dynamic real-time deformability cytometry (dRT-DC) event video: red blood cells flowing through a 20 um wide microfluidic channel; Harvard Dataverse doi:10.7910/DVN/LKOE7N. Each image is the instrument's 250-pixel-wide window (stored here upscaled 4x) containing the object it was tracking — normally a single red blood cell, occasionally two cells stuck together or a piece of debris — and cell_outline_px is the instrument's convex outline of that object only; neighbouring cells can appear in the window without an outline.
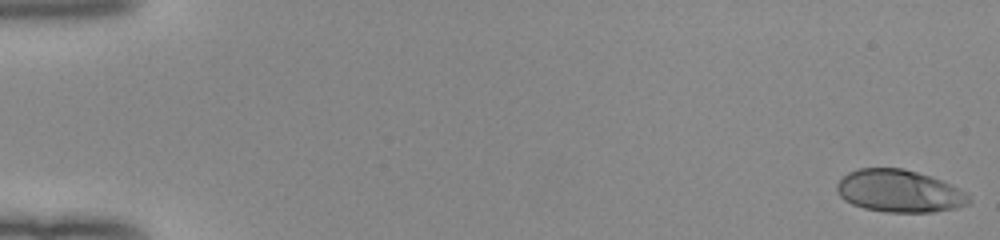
{"species": "human", "species_latin": "Homo sapiens", "temperature_condition": "room temperature", "stored_images_in_passage": 26, "camera_frame_rate_fps": 3000, "um_per_image_px": 0.085, "donor": {"sex": "female"}, "frame": {"image": 1, "passage_image": 1, "time_ms": 0.0, "image_size_px": [1000, 240], "cell_outline_px": [[972, 200], [968, 204], [956, 208], [932, 212], [884, 212], [864, 208], [852, 204], [844, 200], [840, 196], [836, 188], [836, 184], [848, 172], [860, 168], [904, 168], [932, 176], [968, 192]], "centroid_in_image_um": [76.47, 16.24], "position_along_channel_um": 8.5, "area_um2": 32.89}}
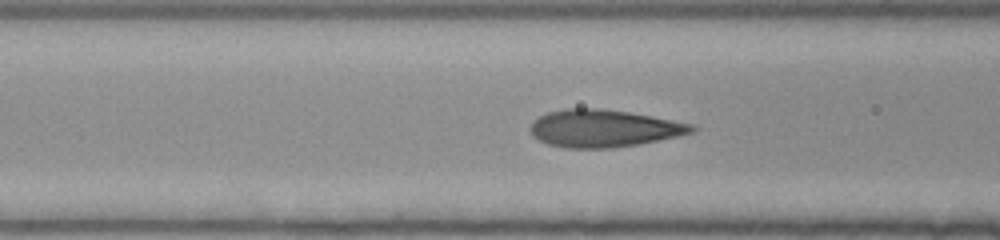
{"frame": {"image": 2, "passage_image": 22, "time_ms": 7.0, "image_size_px": [1000, 240], "cell_outline_px": [[700, 128], [692, 132], [676, 136], [636, 144], [612, 148], [564, 148], [548, 144], [532, 136], [532, 120], [548, 112], [568, 108], [600, 108], [628, 112], [652, 116], [692, 124]], "centroid_in_image_um": [51.3, 10.91], "position_along_channel_um": 115.3, "area_um2": 34.91}}
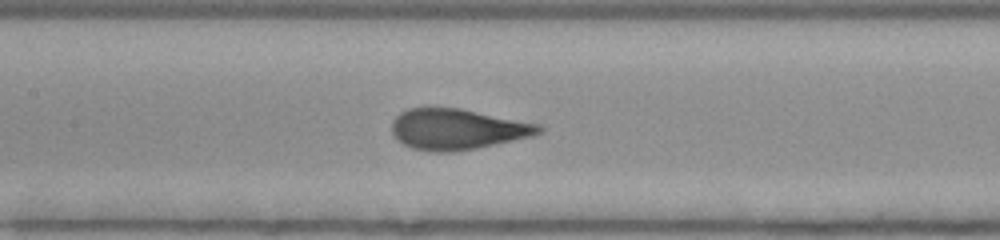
{"frame": {"image": 3, "passage_image": 26, "time_ms": 8.333, "image_size_px": [1000, 240], "cell_outline_px": [[544, 132], [532, 136], [476, 148], [452, 152], [432, 152], [412, 148], [396, 140], [392, 136], [392, 120], [400, 112], [408, 108], [428, 104], [460, 108], [544, 124]], "centroid_in_image_um": [38.86, 10.94], "position_along_channel_um": 168.5, "area_um2": 36.07}}